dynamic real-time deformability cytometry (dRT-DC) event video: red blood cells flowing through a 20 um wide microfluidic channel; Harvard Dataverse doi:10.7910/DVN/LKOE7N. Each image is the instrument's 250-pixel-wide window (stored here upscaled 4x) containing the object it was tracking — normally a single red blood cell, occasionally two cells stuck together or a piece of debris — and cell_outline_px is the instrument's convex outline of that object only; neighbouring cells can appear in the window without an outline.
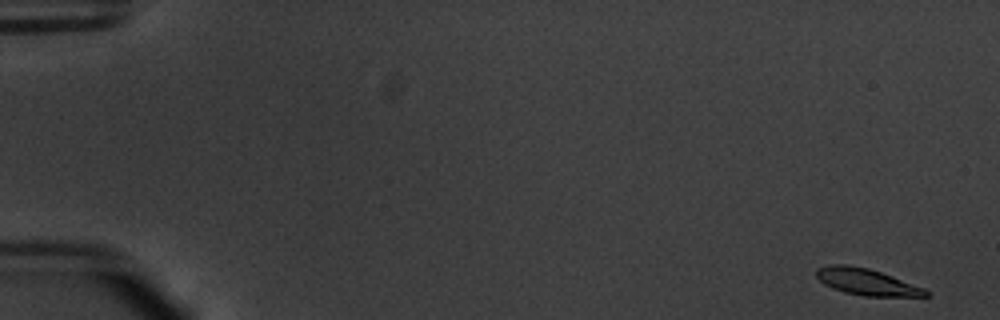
{"species": "common noctule bat (a hibernating species)", "species_latin": "Nyctalus noctula", "temperature_condition": "warm", "stored_images_in_passage": 11, "camera_frame_rate_fps": 3000, "um_per_image_px": 0.085, "animal": {"sex": "male", "body_mass_g": 20.1, "forearm_length_mm": 53.5}, "frame": {"image": 1, "passage_image": 1, "time_ms": 0.0, "image_size_px": [1000, 320], "cell_outline_px": [[932, 292], [928, 296], [864, 296], [844, 292], [832, 288], [824, 284], [816, 276], [816, 268], [828, 264], [848, 264], [868, 268], [892, 276], [924, 288]], "centroid_in_image_um": [73.64, 23.95], "position_along_channel_um": 11.4, "area_um2": 16.94}}